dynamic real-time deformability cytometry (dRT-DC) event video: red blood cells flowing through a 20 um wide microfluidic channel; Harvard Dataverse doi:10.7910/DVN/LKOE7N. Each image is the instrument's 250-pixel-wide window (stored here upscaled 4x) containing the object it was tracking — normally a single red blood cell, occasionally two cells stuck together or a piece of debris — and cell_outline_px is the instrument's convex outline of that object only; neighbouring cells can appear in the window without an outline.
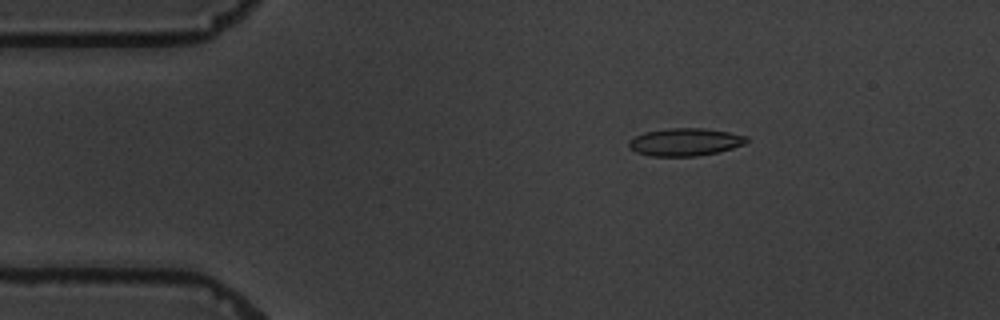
{"species": "common noctule bat (a hibernating species)", "species_latin": "Nyctalus noctula", "temperature_condition": "warm", "stored_images_in_passage": 6, "camera_frame_rate_fps": 3000, "um_per_image_px": 0.085, "animal": {"sex": "male", "body_mass_g": 19.5, "forearm_length_mm": 54.6}, "frame": {"image": 1, "passage_image": 2, "time_ms": 2.0, "image_size_px": [1000, 320], "cell_outline_px": [[748, 140], [744, 144], [720, 152], [696, 156], [648, 156], [636, 152], [628, 148], [628, 140], [644, 132], [668, 128], [704, 128], [728, 132], [748, 136]], "centroid_in_image_um": [58.21, 12.07], "position_along_channel_um": 26.8, "area_um2": 19.13}}
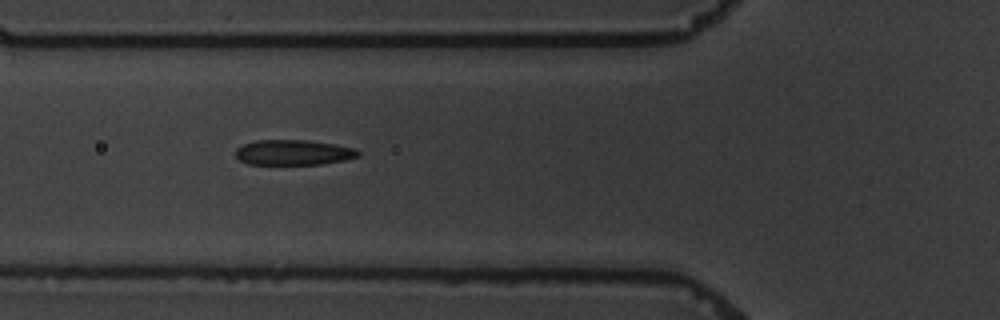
{"frame": {"image": 2, "passage_image": 5, "time_ms": 5.667, "image_size_px": [1000, 320], "cell_outline_px": [[360, 156], [344, 160], [320, 164], [248, 164], [240, 160], [236, 156], [236, 148], [244, 144], [256, 140], [304, 140], [336, 144], [356, 148], [360, 152]], "centroid_in_image_um": [24.96, 12.95], "position_along_channel_um": 100.8, "area_um2": 18.03}}
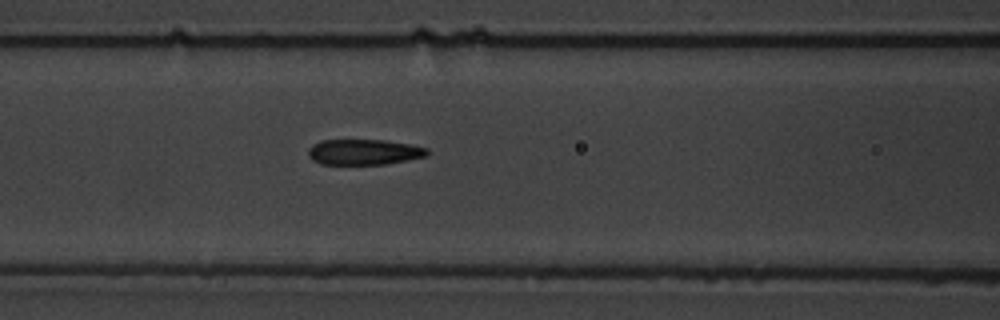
{"frame": {"image": 3, "passage_image": 6, "time_ms": 6.667, "image_size_px": [1000, 320], "cell_outline_px": [[428, 156], [388, 164], [320, 164], [312, 160], [308, 156], [308, 148], [312, 144], [320, 140], [384, 140], [412, 144], [428, 148]], "centroid_in_image_um": [30.94, 12.92], "position_along_channel_um": 135.7, "area_um2": 17.98}}